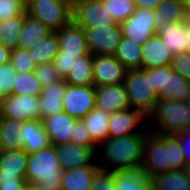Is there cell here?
I'll return each mask as SVG.
<instances>
[{"label":"cell","instance_id":"1","mask_svg":"<svg viewBox=\"0 0 190 190\" xmlns=\"http://www.w3.org/2000/svg\"><path fill=\"white\" fill-rule=\"evenodd\" d=\"M186 161L175 135L149 132L144 141L142 170L154 177L174 169H183Z\"/></svg>","mask_w":190,"mask_h":190},{"label":"cell","instance_id":"2","mask_svg":"<svg viewBox=\"0 0 190 190\" xmlns=\"http://www.w3.org/2000/svg\"><path fill=\"white\" fill-rule=\"evenodd\" d=\"M148 133H136L117 138H108L97 149V163L101 169L116 171L141 166L144 141Z\"/></svg>","mask_w":190,"mask_h":190},{"label":"cell","instance_id":"3","mask_svg":"<svg viewBox=\"0 0 190 190\" xmlns=\"http://www.w3.org/2000/svg\"><path fill=\"white\" fill-rule=\"evenodd\" d=\"M63 170L57 157L56 146L50 145L28 154L26 178L29 185L46 190H60Z\"/></svg>","mask_w":190,"mask_h":190},{"label":"cell","instance_id":"4","mask_svg":"<svg viewBox=\"0 0 190 190\" xmlns=\"http://www.w3.org/2000/svg\"><path fill=\"white\" fill-rule=\"evenodd\" d=\"M147 118L150 132L177 135L190 125V107L181 100H158Z\"/></svg>","mask_w":190,"mask_h":190},{"label":"cell","instance_id":"5","mask_svg":"<svg viewBox=\"0 0 190 190\" xmlns=\"http://www.w3.org/2000/svg\"><path fill=\"white\" fill-rule=\"evenodd\" d=\"M124 84L131 108L148 117L159 100L151 87L150 69H128Z\"/></svg>","mask_w":190,"mask_h":190},{"label":"cell","instance_id":"6","mask_svg":"<svg viewBox=\"0 0 190 190\" xmlns=\"http://www.w3.org/2000/svg\"><path fill=\"white\" fill-rule=\"evenodd\" d=\"M26 11L52 31L59 30L72 21L73 10L68 0H33Z\"/></svg>","mask_w":190,"mask_h":190},{"label":"cell","instance_id":"7","mask_svg":"<svg viewBox=\"0 0 190 190\" xmlns=\"http://www.w3.org/2000/svg\"><path fill=\"white\" fill-rule=\"evenodd\" d=\"M0 117L21 122L40 120L39 96L11 94L1 98Z\"/></svg>","mask_w":190,"mask_h":190},{"label":"cell","instance_id":"8","mask_svg":"<svg viewBox=\"0 0 190 190\" xmlns=\"http://www.w3.org/2000/svg\"><path fill=\"white\" fill-rule=\"evenodd\" d=\"M85 38L89 52L94 55H114L122 40L120 24L109 25L104 23L98 28H85Z\"/></svg>","mask_w":190,"mask_h":190},{"label":"cell","instance_id":"9","mask_svg":"<svg viewBox=\"0 0 190 190\" xmlns=\"http://www.w3.org/2000/svg\"><path fill=\"white\" fill-rule=\"evenodd\" d=\"M154 9L136 8L124 22H122V36L140 45L157 33L155 28Z\"/></svg>","mask_w":190,"mask_h":190},{"label":"cell","instance_id":"10","mask_svg":"<svg viewBox=\"0 0 190 190\" xmlns=\"http://www.w3.org/2000/svg\"><path fill=\"white\" fill-rule=\"evenodd\" d=\"M148 118L139 110L128 108L110 116L109 138L125 137L136 133H149Z\"/></svg>","mask_w":190,"mask_h":190},{"label":"cell","instance_id":"11","mask_svg":"<svg viewBox=\"0 0 190 190\" xmlns=\"http://www.w3.org/2000/svg\"><path fill=\"white\" fill-rule=\"evenodd\" d=\"M72 10V20L83 29L98 28L104 23L117 24L102 0L80 1L72 7Z\"/></svg>","mask_w":190,"mask_h":190},{"label":"cell","instance_id":"12","mask_svg":"<svg viewBox=\"0 0 190 190\" xmlns=\"http://www.w3.org/2000/svg\"><path fill=\"white\" fill-rule=\"evenodd\" d=\"M96 107L95 85L74 86L67 84L63 111L76 119H83Z\"/></svg>","mask_w":190,"mask_h":190},{"label":"cell","instance_id":"13","mask_svg":"<svg viewBox=\"0 0 190 190\" xmlns=\"http://www.w3.org/2000/svg\"><path fill=\"white\" fill-rule=\"evenodd\" d=\"M127 70L114 55L93 56L95 86L125 83Z\"/></svg>","mask_w":190,"mask_h":190},{"label":"cell","instance_id":"14","mask_svg":"<svg viewBox=\"0 0 190 190\" xmlns=\"http://www.w3.org/2000/svg\"><path fill=\"white\" fill-rule=\"evenodd\" d=\"M97 149L98 147H84L71 142L56 146L57 157L63 171L88 165H99Z\"/></svg>","mask_w":190,"mask_h":190},{"label":"cell","instance_id":"15","mask_svg":"<svg viewBox=\"0 0 190 190\" xmlns=\"http://www.w3.org/2000/svg\"><path fill=\"white\" fill-rule=\"evenodd\" d=\"M96 107L113 114L130 108L125 84L95 86Z\"/></svg>","mask_w":190,"mask_h":190},{"label":"cell","instance_id":"16","mask_svg":"<svg viewBox=\"0 0 190 190\" xmlns=\"http://www.w3.org/2000/svg\"><path fill=\"white\" fill-rule=\"evenodd\" d=\"M59 52L70 56H84L89 52L84 29L73 20L63 28L56 30Z\"/></svg>","mask_w":190,"mask_h":190},{"label":"cell","instance_id":"17","mask_svg":"<svg viewBox=\"0 0 190 190\" xmlns=\"http://www.w3.org/2000/svg\"><path fill=\"white\" fill-rule=\"evenodd\" d=\"M77 120L64 111L45 118L42 122L51 145L57 146L70 143Z\"/></svg>","mask_w":190,"mask_h":190},{"label":"cell","instance_id":"18","mask_svg":"<svg viewBox=\"0 0 190 190\" xmlns=\"http://www.w3.org/2000/svg\"><path fill=\"white\" fill-rule=\"evenodd\" d=\"M172 58L173 54L168 51L167 46L157 34L142 44L141 69L169 66Z\"/></svg>","mask_w":190,"mask_h":190},{"label":"cell","instance_id":"19","mask_svg":"<svg viewBox=\"0 0 190 190\" xmlns=\"http://www.w3.org/2000/svg\"><path fill=\"white\" fill-rule=\"evenodd\" d=\"M23 150L28 154L40 151L51 145L49 136L45 132L41 120H29L22 122L19 131Z\"/></svg>","mask_w":190,"mask_h":190},{"label":"cell","instance_id":"20","mask_svg":"<svg viewBox=\"0 0 190 190\" xmlns=\"http://www.w3.org/2000/svg\"><path fill=\"white\" fill-rule=\"evenodd\" d=\"M66 90L67 83L64 79L52 83L42 89V92L39 95L41 121L57 113L63 112V99Z\"/></svg>","mask_w":190,"mask_h":190},{"label":"cell","instance_id":"21","mask_svg":"<svg viewBox=\"0 0 190 190\" xmlns=\"http://www.w3.org/2000/svg\"><path fill=\"white\" fill-rule=\"evenodd\" d=\"M189 91L190 82L181 74L174 72L171 65L164 66L163 86L158 93V99L184 101Z\"/></svg>","mask_w":190,"mask_h":190},{"label":"cell","instance_id":"22","mask_svg":"<svg viewBox=\"0 0 190 190\" xmlns=\"http://www.w3.org/2000/svg\"><path fill=\"white\" fill-rule=\"evenodd\" d=\"M116 190H153V182L141 168L135 166L114 171Z\"/></svg>","mask_w":190,"mask_h":190},{"label":"cell","instance_id":"23","mask_svg":"<svg viewBox=\"0 0 190 190\" xmlns=\"http://www.w3.org/2000/svg\"><path fill=\"white\" fill-rule=\"evenodd\" d=\"M167 49L173 55L186 52L187 49V21L176 24L165 23L156 33Z\"/></svg>","mask_w":190,"mask_h":190},{"label":"cell","instance_id":"24","mask_svg":"<svg viewBox=\"0 0 190 190\" xmlns=\"http://www.w3.org/2000/svg\"><path fill=\"white\" fill-rule=\"evenodd\" d=\"M99 169V165H88L63 171L60 190H89Z\"/></svg>","mask_w":190,"mask_h":190},{"label":"cell","instance_id":"25","mask_svg":"<svg viewBox=\"0 0 190 190\" xmlns=\"http://www.w3.org/2000/svg\"><path fill=\"white\" fill-rule=\"evenodd\" d=\"M155 28L160 29L165 23L176 24L187 21L189 15L184 0H166L154 8Z\"/></svg>","mask_w":190,"mask_h":190},{"label":"cell","instance_id":"26","mask_svg":"<svg viewBox=\"0 0 190 190\" xmlns=\"http://www.w3.org/2000/svg\"><path fill=\"white\" fill-rule=\"evenodd\" d=\"M110 116L107 111L95 107L82 119L92 140L98 146L109 138Z\"/></svg>","mask_w":190,"mask_h":190},{"label":"cell","instance_id":"27","mask_svg":"<svg viewBox=\"0 0 190 190\" xmlns=\"http://www.w3.org/2000/svg\"><path fill=\"white\" fill-rule=\"evenodd\" d=\"M52 30L49 29L40 20L33 18L29 14H25V22L23 29L18 37L19 49H30L35 44L42 41Z\"/></svg>","mask_w":190,"mask_h":190},{"label":"cell","instance_id":"28","mask_svg":"<svg viewBox=\"0 0 190 190\" xmlns=\"http://www.w3.org/2000/svg\"><path fill=\"white\" fill-rule=\"evenodd\" d=\"M28 153L22 150H0L1 174H15L17 177L26 178Z\"/></svg>","mask_w":190,"mask_h":190},{"label":"cell","instance_id":"29","mask_svg":"<svg viewBox=\"0 0 190 190\" xmlns=\"http://www.w3.org/2000/svg\"><path fill=\"white\" fill-rule=\"evenodd\" d=\"M67 84L74 86L94 85L93 80V55L88 53L76 60L71 71L64 79Z\"/></svg>","mask_w":190,"mask_h":190},{"label":"cell","instance_id":"30","mask_svg":"<svg viewBox=\"0 0 190 190\" xmlns=\"http://www.w3.org/2000/svg\"><path fill=\"white\" fill-rule=\"evenodd\" d=\"M36 65L51 63L59 52V41L56 31H52L39 43L28 49Z\"/></svg>","mask_w":190,"mask_h":190},{"label":"cell","instance_id":"31","mask_svg":"<svg viewBox=\"0 0 190 190\" xmlns=\"http://www.w3.org/2000/svg\"><path fill=\"white\" fill-rule=\"evenodd\" d=\"M21 124V121L0 117V150L9 151L23 149L19 135Z\"/></svg>","mask_w":190,"mask_h":190},{"label":"cell","instance_id":"32","mask_svg":"<svg viewBox=\"0 0 190 190\" xmlns=\"http://www.w3.org/2000/svg\"><path fill=\"white\" fill-rule=\"evenodd\" d=\"M26 13L25 10L15 17L0 22V43L2 45L11 50L17 48L18 37L23 29Z\"/></svg>","mask_w":190,"mask_h":190},{"label":"cell","instance_id":"33","mask_svg":"<svg viewBox=\"0 0 190 190\" xmlns=\"http://www.w3.org/2000/svg\"><path fill=\"white\" fill-rule=\"evenodd\" d=\"M114 56L127 69H141L142 45L132 40L122 38Z\"/></svg>","mask_w":190,"mask_h":190},{"label":"cell","instance_id":"34","mask_svg":"<svg viewBox=\"0 0 190 190\" xmlns=\"http://www.w3.org/2000/svg\"><path fill=\"white\" fill-rule=\"evenodd\" d=\"M151 179L153 190H190V182L183 169H174Z\"/></svg>","mask_w":190,"mask_h":190},{"label":"cell","instance_id":"35","mask_svg":"<svg viewBox=\"0 0 190 190\" xmlns=\"http://www.w3.org/2000/svg\"><path fill=\"white\" fill-rule=\"evenodd\" d=\"M42 89L34 71L17 73L13 94L39 96Z\"/></svg>","mask_w":190,"mask_h":190},{"label":"cell","instance_id":"36","mask_svg":"<svg viewBox=\"0 0 190 190\" xmlns=\"http://www.w3.org/2000/svg\"><path fill=\"white\" fill-rule=\"evenodd\" d=\"M107 11L118 24L124 22L136 10L134 0H102Z\"/></svg>","mask_w":190,"mask_h":190},{"label":"cell","instance_id":"37","mask_svg":"<svg viewBox=\"0 0 190 190\" xmlns=\"http://www.w3.org/2000/svg\"><path fill=\"white\" fill-rule=\"evenodd\" d=\"M10 64L17 73L34 71L36 64L34 63L28 49L16 48L12 50Z\"/></svg>","mask_w":190,"mask_h":190},{"label":"cell","instance_id":"38","mask_svg":"<svg viewBox=\"0 0 190 190\" xmlns=\"http://www.w3.org/2000/svg\"><path fill=\"white\" fill-rule=\"evenodd\" d=\"M16 76L10 62L0 65V99L13 94Z\"/></svg>","mask_w":190,"mask_h":190},{"label":"cell","instance_id":"39","mask_svg":"<svg viewBox=\"0 0 190 190\" xmlns=\"http://www.w3.org/2000/svg\"><path fill=\"white\" fill-rule=\"evenodd\" d=\"M34 73L42 88L61 80L53 62L36 65Z\"/></svg>","mask_w":190,"mask_h":190},{"label":"cell","instance_id":"40","mask_svg":"<svg viewBox=\"0 0 190 190\" xmlns=\"http://www.w3.org/2000/svg\"><path fill=\"white\" fill-rule=\"evenodd\" d=\"M70 142L84 147H98L92 140L88 128L82 119H78L75 122L74 132L72 133Z\"/></svg>","mask_w":190,"mask_h":190},{"label":"cell","instance_id":"41","mask_svg":"<svg viewBox=\"0 0 190 190\" xmlns=\"http://www.w3.org/2000/svg\"><path fill=\"white\" fill-rule=\"evenodd\" d=\"M89 190H116L114 171L99 169Z\"/></svg>","mask_w":190,"mask_h":190},{"label":"cell","instance_id":"42","mask_svg":"<svg viewBox=\"0 0 190 190\" xmlns=\"http://www.w3.org/2000/svg\"><path fill=\"white\" fill-rule=\"evenodd\" d=\"M26 10L18 0H0V22L15 17Z\"/></svg>","mask_w":190,"mask_h":190},{"label":"cell","instance_id":"43","mask_svg":"<svg viewBox=\"0 0 190 190\" xmlns=\"http://www.w3.org/2000/svg\"><path fill=\"white\" fill-rule=\"evenodd\" d=\"M82 56H70L64 55V53H58L53 60L56 71L58 72L61 79H65L71 71L72 66L75 65L76 60Z\"/></svg>","mask_w":190,"mask_h":190},{"label":"cell","instance_id":"44","mask_svg":"<svg viewBox=\"0 0 190 190\" xmlns=\"http://www.w3.org/2000/svg\"><path fill=\"white\" fill-rule=\"evenodd\" d=\"M29 183L22 177L15 174H1L0 170V190H27Z\"/></svg>","mask_w":190,"mask_h":190},{"label":"cell","instance_id":"45","mask_svg":"<svg viewBox=\"0 0 190 190\" xmlns=\"http://www.w3.org/2000/svg\"><path fill=\"white\" fill-rule=\"evenodd\" d=\"M172 70L181 74L190 82V53L175 54L171 63Z\"/></svg>","mask_w":190,"mask_h":190},{"label":"cell","instance_id":"46","mask_svg":"<svg viewBox=\"0 0 190 190\" xmlns=\"http://www.w3.org/2000/svg\"><path fill=\"white\" fill-rule=\"evenodd\" d=\"M175 136L179 139L186 164L190 163V125H188L181 133Z\"/></svg>","mask_w":190,"mask_h":190},{"label":"cell","instance_id":"47","mask_svg":"<svg viewBox=\"0 0 190 190\" xmlns=\"http://www.w3.org/2000/svg\"><path fill=\"white\" fill-rule=\"evenodd\" d=\"M164 66L150 69L151 87L158 94L163 86Z\"/></svg>","mask_w":190,"mask_h":190},{"label":"cell","instance_id":"48","mask_svg":"<svg viewBox=\"0 0 190 190\" xmlns=\"http://www.w3.org/2000/svg\"><path fill=\"white\" fill-rule=\"evenodd\" d=\"M163 1L166 0H134L136 8H147V9L148 8L154 9Z\"/></svg>","mask_w":190,"mask_h":190},{"label":"cell","instance_id":"49","mask_svg":"<svg viewBox=\"0 0 190 190\" xmlns=\"http://www.w3.org/2000/svg\"><path fill=\"white\" fill-rule=\"evenodd\" d=\"M12 50L0 43V65L10 62Z\"/></svg>","mask_w":190,"mask_h":190},{"label":"cell","instance_id":"50","mask_svg":"<svg viewBox=\"0 0 190 190\" xmlns=\"http://www.w3.org/2000/svg\"><path fill=\"white\" fill-rule=\"evenodd\" d=\"M186 52L190 53V18L187 20V49Z\"/></svg>","mask_w":190,"mask_h":190},{"label":"cell","instance_id":"51","mask_svg":"<svg viewBox=\"0 0 190 190\" xmlns=\"http://www.w3.org/2000/svg\"><path fill=\"white\" fill-rule=\"evenodd\" d=\"M183 170H184L185 175H186L187 178H188V181L190 182V163H187V164L184 166Z\"/></svg>","mask_w":190,"mask_h":190},{"label":"cell","instance_id":"52","mask_svg":"<svg viewBox=\"0 0 190 190\" xmlns=\"http://www.w3.org/2000/svg\"><path fill=\"white\" fill-rule=\"evenodd\" d=\"M184 3L186 5V9L190 18V0H184Z\"/></svg>","mask_w":190,"mask_h":190},{"label":"cell","instance_id":"53","mask_svg":"<svg viewBox=\"0 0 190 190\" xmlns=\"http://www.w3.org/2000/svg\"><path fill=\"white\" fill-rule=\"evenodd\" d=\"M26 8L33 0H18Z\"/></svg>","mask_w":190,"mask_h":190},{"label":"cell","instance_id":"54","mask_svg":"<svg viewBox=\"0 0 190 190\" xmlns=\"http://www.w3.org/2000/svg\"><path fill=\"white\" fill-rule=\"evenodd\" d=\"M184 102L190 107V91L187 97L185 98Z\"/></svg>","mask_w":190,"mask_h":190},{"label":"cell","instance_id":"55","mask_svg":"<svg viewBox=\"0 0 190 190\" xmlns=\"http://www.w3.org/2000/svg\"><path fill=\"white\" fill-rule=\"evenodd\" d=\"M70 2V5L73 7L75 4H77L80 1H84V0H68Z\"/></svg>","mask_w":190,"mask_h":190},{"label":"cell","instance_id":"56","mask_svg":"<svg viewBox=\"0 0 190 190\" xmlns=\"http://www.w3.org/2000/svg\"><path fill=\"white\" fill-rule=\"evenodd\" d=\"M34 190H46L34 185Z\"/></svg>","mask_w":190,"mask_h":190},{"label":"cell","instance_id":"57","mask_svg":"<svg viewBox=\"0 0 190 190\" xmlns=\"http://www.w3.org/2000/svg\"><path fill=\"white\" fill-rule=\"evenodd\" d=\"M27 190H34V185H29Z\"/></svg>","mask_w":190,"mask_h":190}]
</instances>
